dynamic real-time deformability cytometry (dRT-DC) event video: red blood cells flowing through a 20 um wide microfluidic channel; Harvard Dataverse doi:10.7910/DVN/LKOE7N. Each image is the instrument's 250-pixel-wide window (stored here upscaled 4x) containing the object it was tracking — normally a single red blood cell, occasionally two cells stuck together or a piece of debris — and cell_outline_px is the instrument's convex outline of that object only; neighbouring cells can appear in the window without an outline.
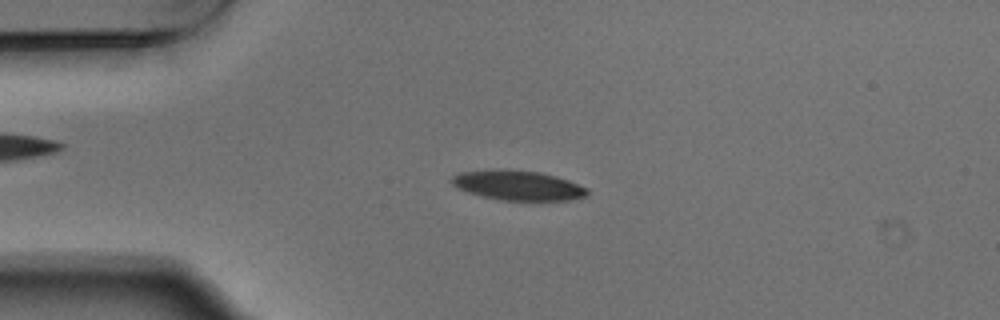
{"species": "Egyptian fruit bat (a non-hibernating species)", "species_latin": "Rousettus aegyptiacus", "temperature_condition": "warm", "stored_images_in_passage": 4, "segment_of_instrument_passage": [1, 2], "camera_frame_rate_fps": 3000, "um_per_image_px": 0.085, "animal": {"sex": "male"}, "frame": {"image": 1, "passage_image": 3, "time_ms": 0.667, "image_size_px": [1000, 320], "cell_outline_px": [[588, 196], [568, 200], [500, 200], [468, 192], [452, 184], [448, 180], [452, 176], [460, 172], [488, 168], [500, 168], [540, 172], [556, 176], [568, 180], [588, 188]], "centroid_in_image_um": [44.0, 15.73], "position_along_channel_um": 41.0, "area_um2": 23.76}}